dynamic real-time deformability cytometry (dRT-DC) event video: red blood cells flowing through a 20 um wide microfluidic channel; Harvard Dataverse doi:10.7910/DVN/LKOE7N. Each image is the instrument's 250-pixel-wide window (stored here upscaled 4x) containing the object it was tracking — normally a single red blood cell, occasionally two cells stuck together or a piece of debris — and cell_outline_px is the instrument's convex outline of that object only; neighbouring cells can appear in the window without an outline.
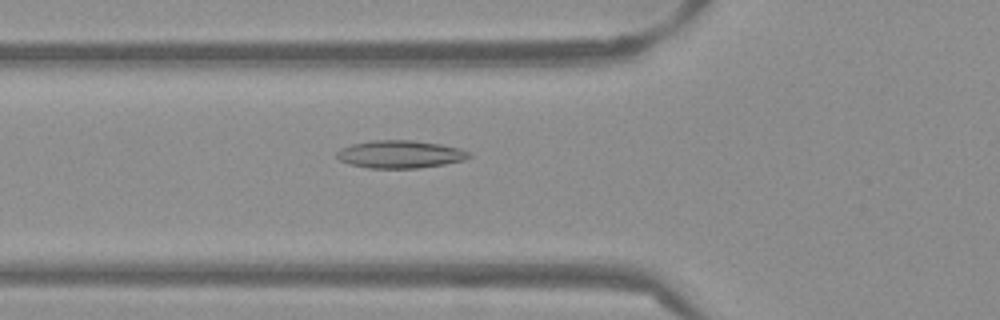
{"species": "Egyptian fruit bat (a non-hibernating species)", "species_latin": "Rousettus aegyptiacus", "temperature_condition": "warm", "stored_images_in_passage": 38, "camera_frame_rate_fps": 3000, "um_per_image_px": 0.085, "frame": {"image": 1, "passage_image": 4, "time_ms": 1.0, "image_size_px": [1000, 320], "cell_outline_px": [[472, 156], [464, 160], [444, 164], [416, 168], [368, 168], [348, 164], [340, 160], [336, 156], [336, 152], [340, 148], [352, 144], [372, 140], [412, 140], [440, 144], [460, 148], [468, 152]], "centroid_in_image_um": [33.98, 13.11], "position_along_channel_um": 91.8, "area_um2": 21.39}}
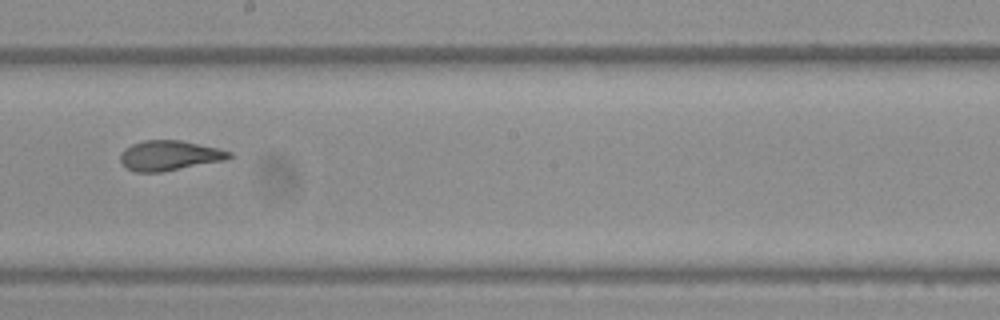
{"frame": {"image": 2, "passage_image": 15, "time_ms": 4.667, "image_size_px": [1000, 320], "cell_outline_px": [[232, 156], [224, 160], [160, 172], [136, 172], [124, 168], [120, 164], [120, 156], [124, 148], [132, 144], [144, 140], [180, 140], [216, 148], [232, 152]], "centroid_in_image_um": [14.33, 13.22], "position_along_channel_um": 233.9, "area_um2": 18.9}}
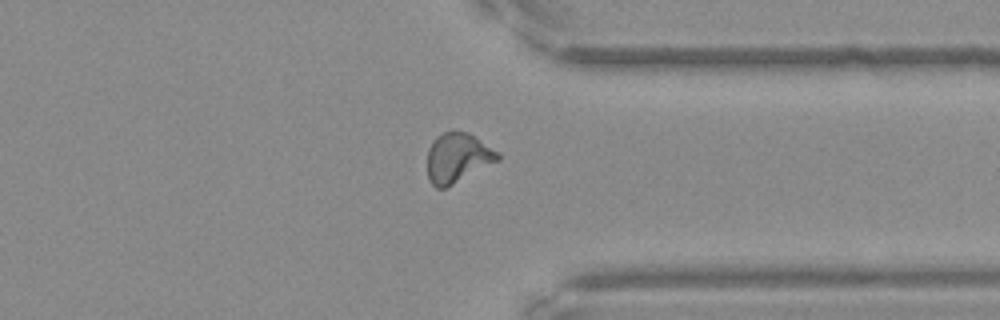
{"frame": {"image": 3, "passage_image": 26, "time_ms": 8.333, "image_size_px": [1000, 320], "cell_outline_px": [[500, 160], [444, 188], [436, 188], [428, 180], [428, 148], [432, 140], [436, 136], [452, 128], [468, 132], [496, 152], [500, 156]], "centroid_in_image_um": [38.85, 13.38], "position_along_channel_um": 372.6, "area_um2": 20.29}, "authors_computed_cell_mechanics": {"area_um2": 19.5364, "velocity_mm_per_s": 3.8514, "shape_relaxation_time_tau1_ms": null, "shape_relaxation_time_tau2_ms": 1.3299, "deformation_change_tau1": null, "deformation_change_tau2": 0.0844}}